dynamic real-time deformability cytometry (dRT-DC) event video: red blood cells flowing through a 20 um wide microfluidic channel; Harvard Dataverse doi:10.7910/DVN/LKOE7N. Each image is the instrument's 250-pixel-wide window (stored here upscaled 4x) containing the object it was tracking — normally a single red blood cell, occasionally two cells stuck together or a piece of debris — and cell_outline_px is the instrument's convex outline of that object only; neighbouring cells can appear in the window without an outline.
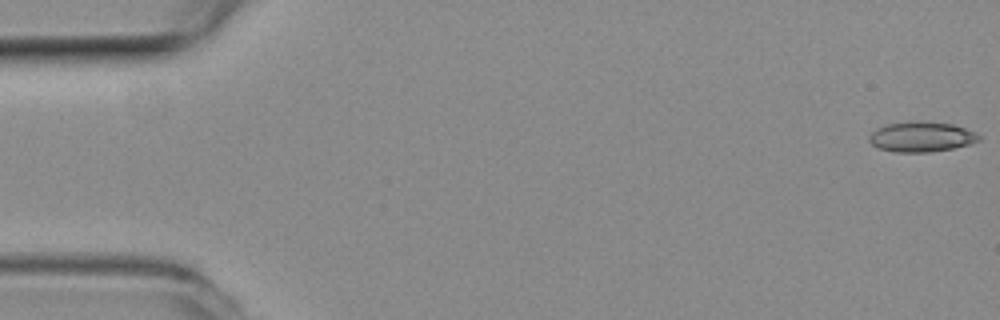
{"species": "common noctule bat (a hibernating species)", "species_latin": "Nyctalus noctula", "temperature_condition": "room temperature", "stored_images_in_passage": 54, "camera_frame_rate_fps": 3000, "um_per_image_px": 0.085, "animal": {"sex": "female", "body_mass_g": 19.3, "forearm_length_mm": 54.1}, "frame": {"image": 1, "passage_image": 1, "time_ms": 0.0, "image_size_px": [1000, 320], "cell_outline_px": [[980, 140], [968, 144], [952, 148], [928, 152], [896, 152], [880, 148], [872, 144], [868, 140], [868, 136], [876, 128], [884, 124], [916, 120], [924, 120], [952, 124], [976, 132], [980, 136]], "centroid_in_image_um": [78.29, 11.6], "position_along_channel_um": 6.7, "area_um2": 19.42}}
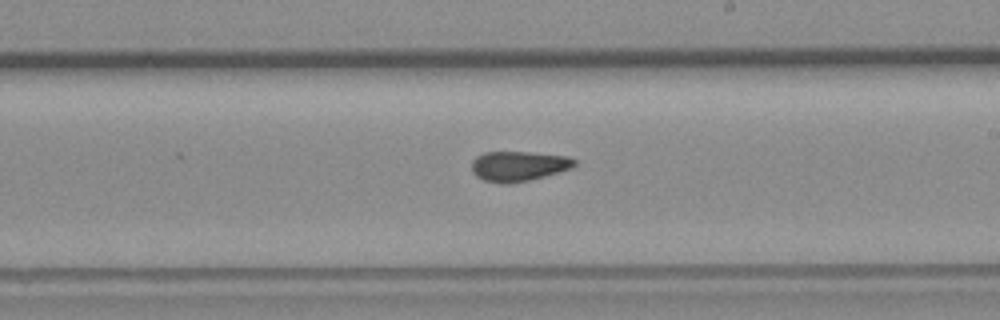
{"frame": {"image": 2, "passage_image": 31, "time_ms": 10.0, "image_size_px": [1000, 320], "cell_outline_px": [[576, 164], [572, 168], [544, 176], [528, 180], [508, 184], [504, 184], [484, 180], [476, 176], [472, 172], [472, 160], [476, 156], [484, 152], [528, 152], [568, 156], [576, 160]], "centroid_in_image_um": [44.06, 14.11], "position_along_channel_um": 244.9, "area_um2": 17.98}}
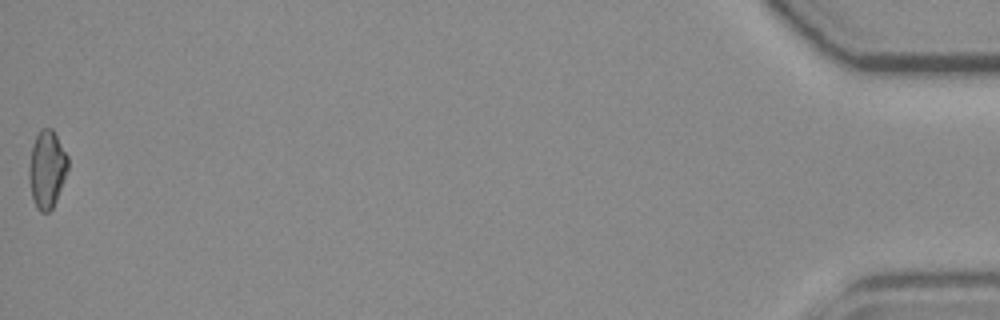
{"frame": {"image": 3, "passage_image": 54, "time_ms": 17.667, "image_size_px": [1000, 320], "cell_outline_px": [[68, 168], [64, 180], [56, 200], [52, 208], [48, 212], [40, 212], [36, 208], [32, 196], [28, 176], [28, 168], [32, 144], [40, 128], [52, 128], [68, 156]], "centroid_in_image_um": [3.97, 14.37], "position_along_channel_um": 431.2, "area_um2": 17.63}, "authors_computed_cell_mechanics": {"area_um2": 18.1492, "velocity_mm_per_s": 3.8162, "shape_relaxation_time_tau1_ms": null, "shape_relaxation_time_tau2_ms": 2.5757, "deformation_change_tau1": null, "deformation_change_tau2": 0.073}}